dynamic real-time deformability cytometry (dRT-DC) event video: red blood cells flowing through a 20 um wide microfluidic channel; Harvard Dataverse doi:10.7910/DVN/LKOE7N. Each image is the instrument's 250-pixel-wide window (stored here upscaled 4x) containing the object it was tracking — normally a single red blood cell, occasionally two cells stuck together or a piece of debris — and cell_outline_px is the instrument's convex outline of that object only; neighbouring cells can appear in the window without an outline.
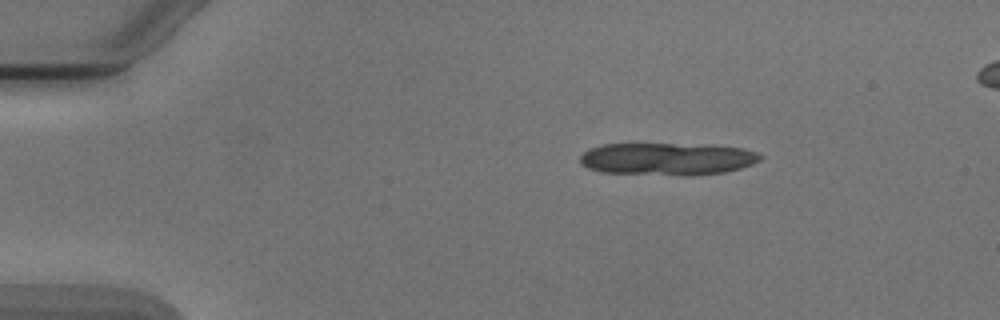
{"species": "Egyptian fruit bat (a non-hibernating species)", "species_latin": "Rousettus aegyptiacus", "temperature_condition": "cold", "stored_images_in_passage": 4, "camera_frame_rate_fps": 3000, "um_per_image_px": 0.085, "animal": {"sex": "male"}, "frame": {"image": 1, "passage_image": 1, "time_ms": 0.0, "image_size_px": [1000, 320], "cell_outline_px": [[764, 156], [760, 160], [752, 164], [740, 168], [724, 172], [696, 176], [684, 176], [600, 172], [588, 168], [580, 164], [580, 156], [584, 152], [592, 148], [604, 144], [716, 144], [744, 148], [756, 152]], "centroid_in_image_um": [56.77, 13.51], "position_along_channel_um": 28.2, "area_um2": 34.62}}